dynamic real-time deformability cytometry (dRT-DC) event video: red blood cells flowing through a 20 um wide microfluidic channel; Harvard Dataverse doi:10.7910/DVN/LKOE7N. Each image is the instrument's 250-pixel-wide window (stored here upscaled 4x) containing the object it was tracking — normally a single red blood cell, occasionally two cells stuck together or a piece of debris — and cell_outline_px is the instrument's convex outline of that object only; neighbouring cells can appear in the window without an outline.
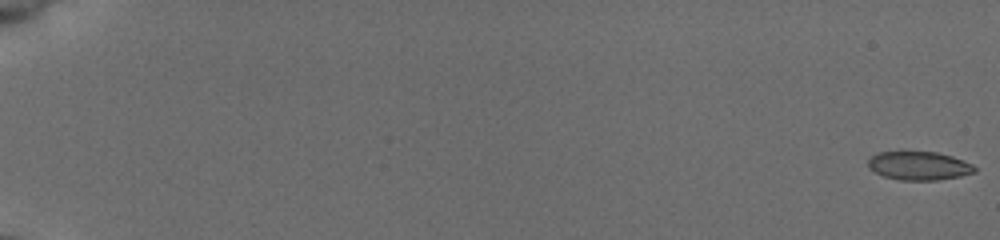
{"species": "common noctule bat (a hibernating species)", "species_latin": "Nyctalus noctula", "temperature_condition": "cold", "stored_images_in_passage": 55, "camera_frame_rate_fps": 3000, "um_per_image_px": 0.085, "animal": {"sex": "female", "body_mass_g": 19.5, "forearm_length_mm": 54.1}, "frame": {"image": 1, "passage_image": 1, "time_ms": 0.0, "image_size_px": [1000, 240], "cell_outline_px": [[976, 172], [960, 176], [936, 180], [900, 180], [884, 176], [868, 168], [868, 160], [872, 156], [880, 152], [936, 152], [952, 156], [964, 160], [972, 164], [976, 168]], "centroid_in_image_um": [78.13, 14.09], "position_along_channel_um": 6.9, "area_um2": 17.63}}
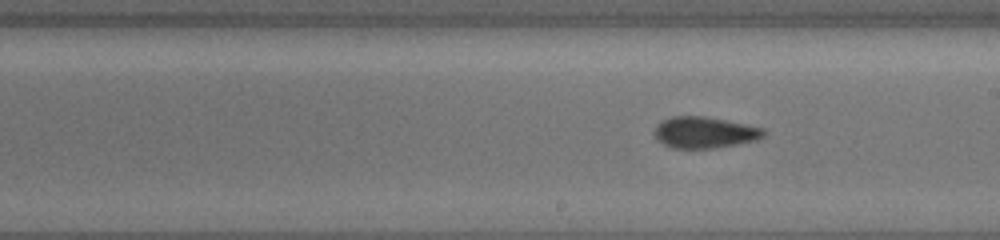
{"frame": {"image": 2, "passage_image": 34, "time_ms": 11.0, "image_size_px": [1000, 240], "cell_outline_px": [[764, 136], [756, 140], [716, 148], [672, 148], [656, 140], [652, 132], [656, 124], [672, 116], [704, 116], [724, 120], [760, 128], [764, 132]], "centroid_in_image_um": [59.79, 11.26], "position_along_channel_um": 229.2, "area_um2": 19.77}}
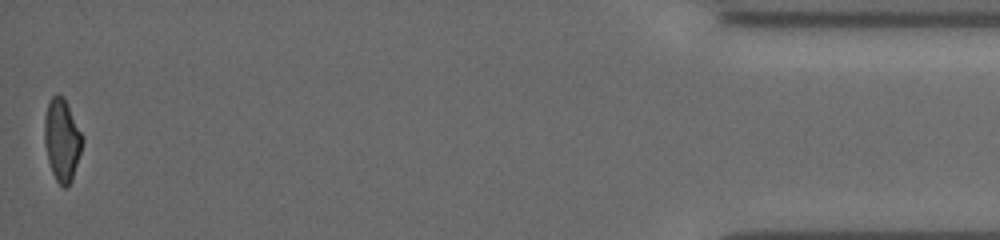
{"frame": {"image": 3, "passage_image": 55, "time_ms": 18.0, "image_size_px": [1000, 240], "cell_outline_px": [[84, 136], [80, 152], [72, 180], [64, 188], [56, 180], [52, 172], [48, 160], [44, 140], [44, 116], [48, 104], [52, 96], [64, 96]], "centroid_in_image_um": [5.27, 11.87], "position_along_channel_um": 429.9, "area_um2": 18.09}, "authors_computed_cell_mechanics": {"area_um2": 18.6694, "velocity_mm_per_s": 3.944, "shape_relaxation_time_tau1_ms": 7.3537, "shape_relaxation_time_tau2_ms": 1.8968, "deformation_change_tau1": 0.1376, "deformation_change_tau2": 0.0833}}